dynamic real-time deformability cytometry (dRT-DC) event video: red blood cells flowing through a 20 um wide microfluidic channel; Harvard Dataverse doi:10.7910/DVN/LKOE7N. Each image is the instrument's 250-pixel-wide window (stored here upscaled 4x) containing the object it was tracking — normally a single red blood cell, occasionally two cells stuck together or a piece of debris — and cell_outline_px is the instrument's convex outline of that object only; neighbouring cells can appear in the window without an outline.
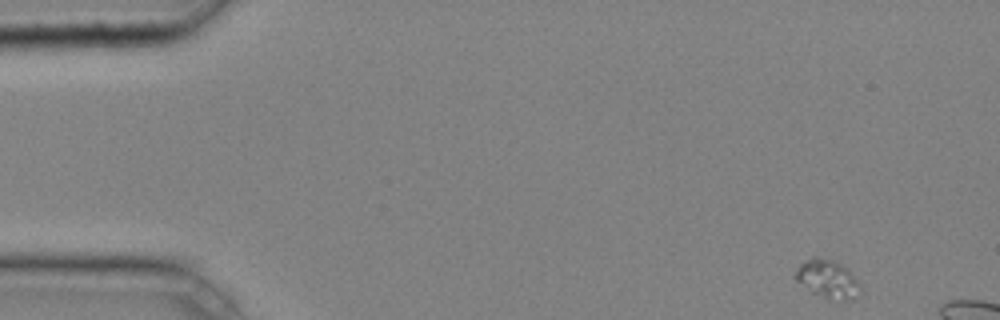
{"species": "common noctule bat (a hibernating species)", "species_latin": "Nyctalus noctula", "temperature_condition": "cold", "stored_images_in_passage": 7, "camera_frame_rate_fps": 3000, "um_per_image_px": 0.085, "animal": {"sex": "male", "body_mass_g": 20.4}, "frame": {"image": 1, "passage_image": 1, "time_ms": 0.0, "image_size_px": [1000, 320], "cell_outline_px": [[860, 288], [844, 300], [828, 300], [812, 292], [796, 280], [792, 276], [796, 268], [800, 264], [812, 256], [820, 256], [832, 260], [848, 268], [860, 284]], "centroid_in_image_um": [70.26, 23.66], "position_along_channel_um": 14.7, "area_um2": 14.28}}